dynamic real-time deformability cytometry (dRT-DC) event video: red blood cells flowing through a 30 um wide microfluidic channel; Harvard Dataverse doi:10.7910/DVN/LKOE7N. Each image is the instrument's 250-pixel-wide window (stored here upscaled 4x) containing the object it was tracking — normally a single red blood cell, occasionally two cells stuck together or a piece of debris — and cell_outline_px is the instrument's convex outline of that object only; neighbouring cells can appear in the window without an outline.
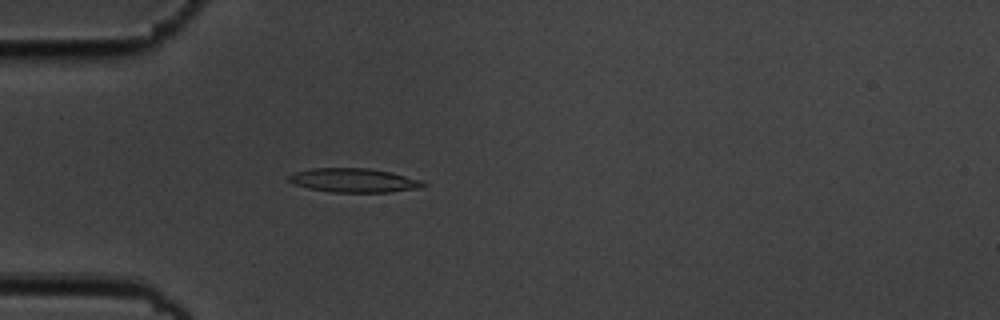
{"species": "common noctule bat (a hibernating species)", "species_latin": "Nyctalus noctula", "temperature_condition": "cold", "stored_images_in_passage": 54, "camera_frame_rate_fps": 3000, "um_per_image_px": 0.085, "animal": {"sex": "male", "body_mass_g": 19.5, "forearm_length_mm": 54.6}, "frame": {"image": 1, "passage_image": 15, "time_ms": 4.667, "image_size_px": [1000, 320], "cell_outline_px": [[428, 184], [424, 188], [388, 192], [332, 192], [308, 188], [292, 184], [288, 180], [288, 176], [296, 172], [312, 168], [368, 168], [392, 172], [420, 180]], "centroid_in_image_um": [30.1, 15.33], "position_along_channel_um": 54.9, "area_um2": 18.9}}
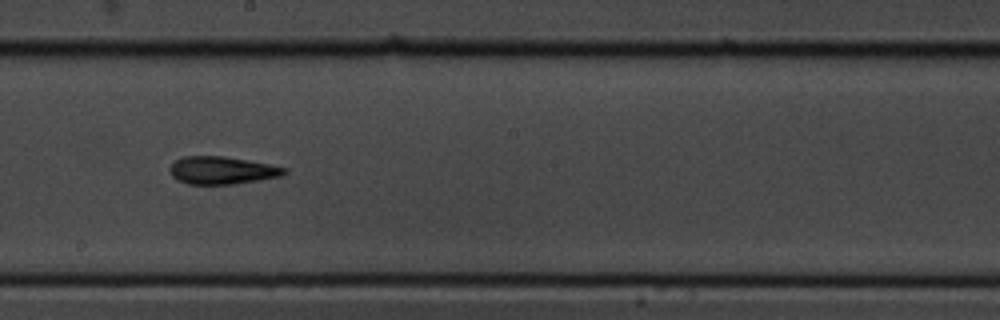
{"frame": {"image": 2, "passage_image": 30, "time_ms": 9.667, "image_size_px": [1000, 320], "cell_outline_px": [[288, 172], [280, 176], [260, 180], [232, 184], [188, 184], [176, 180], [172, 176], [168, 168], [176, 160], [184, 156], [224, 156], [268, 164], [288, 168]], "centroid_in_image_um": [18.85, 14.48], "position_along_channel_um": 229.3, "area_um2": 18.44}}
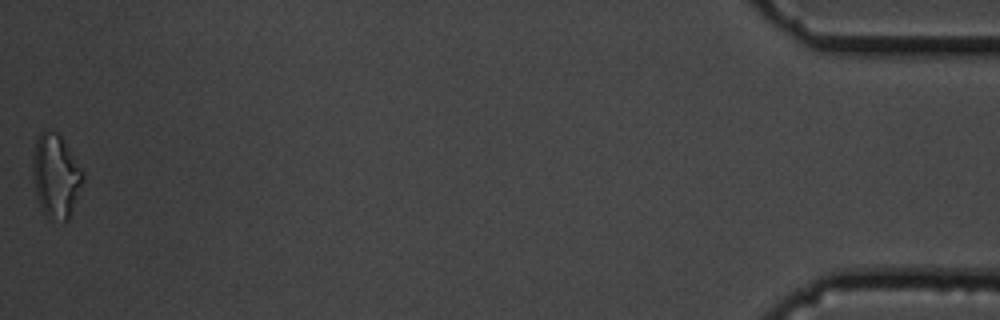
{"frame": {"image": 3, "passage_image": 54, "time_ms": 17.667, "image_size_px": [1000, 320], "cell_outline_px": [[84, 180], [68, 220], [48, 220], [40, 208], [36, 196], [32, 168], [32, 156], [36, 140], [40, 132], [44, 128], [56, 132], [60, 136], [84, 172]], "centroid_in_image_um": [4.72, 14.96], "position_along_channel_um": 430.5, "area_um2": 24.57}, "authors_computed_cell_mechanics": {"area_um2": 18.3226, "velocity_mm_per_s": 3.6469, "shape_relaxation_time_tau1_ms": 4.4253, "shape_relaxation_time_tau2_ms": 2.7924, "deformation_change_tau1": 0.1941, "deformation_change_tau2": 0.1305}}